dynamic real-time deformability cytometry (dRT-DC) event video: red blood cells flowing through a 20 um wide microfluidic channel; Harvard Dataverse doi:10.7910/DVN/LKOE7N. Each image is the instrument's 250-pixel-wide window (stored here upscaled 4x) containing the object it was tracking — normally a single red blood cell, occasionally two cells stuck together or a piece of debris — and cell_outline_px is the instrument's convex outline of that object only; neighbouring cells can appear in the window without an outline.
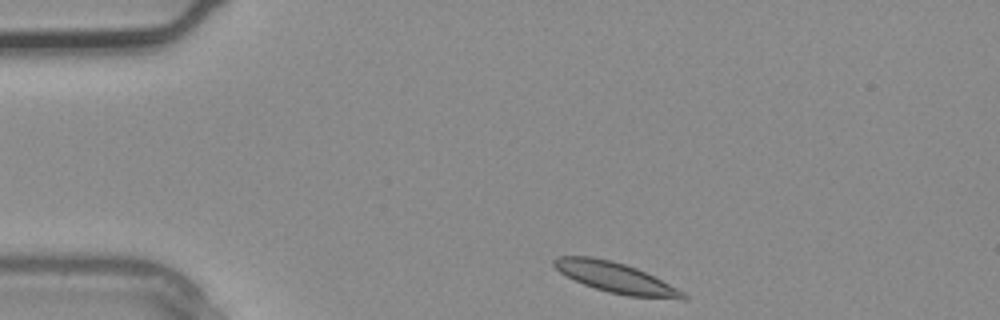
{"species": "common noctule bat (a hibernating species)", "species_latin": "Nyctalus noctula", "temperature_condition": "warm", "stored_images_in_passage": 2, "camera_frame_rate_fps": 3000, "um_per_image_px": 0.085, "animal": {"sex": "male", "body_mass_g": 20.4}, "frame": {"image": 1, "passage_image": 1, "time_ms": 0.0, "image_size_px": [1000, 320], "cell_outline_px": [[688, 300], [680, 300], [628, 296], [608, 292], [584, 284], [560, 272], [552, 264], [552, 260], [556, 256], [592, 256], [612, 260], [636, 268], [684, 292], [688, 296]], "centroid_in_image_um": [52.34, 23.6], "position_along_channel_um": 32.7, "area_um2": 22.72}}